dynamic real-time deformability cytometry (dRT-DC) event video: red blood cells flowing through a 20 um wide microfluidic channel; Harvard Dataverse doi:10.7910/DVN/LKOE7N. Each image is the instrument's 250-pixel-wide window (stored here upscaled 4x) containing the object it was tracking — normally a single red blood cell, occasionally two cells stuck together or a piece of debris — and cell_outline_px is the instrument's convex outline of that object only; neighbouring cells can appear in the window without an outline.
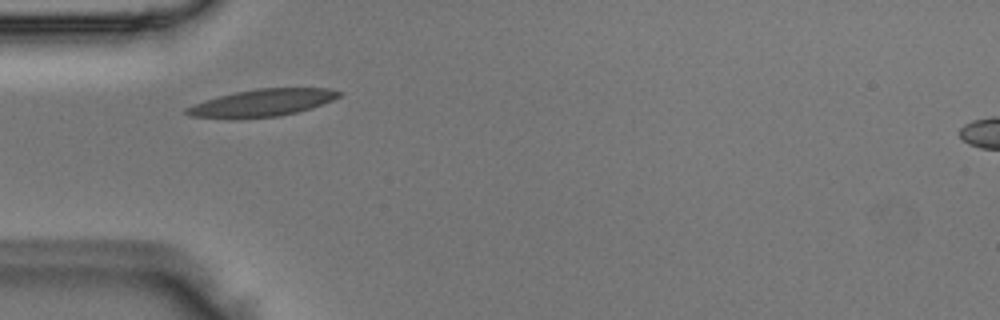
{"species": "Egyptian fruit bat (a non-hibernating species)", "species_latin": "Rousettus aegyptiacus", "temperature_condition": "room temperature", "stored_images_in_passage": 6, "camera_frame_rate_fps": 3000, "um_per_image_px": 0.085, "animal": {"sex": "male"}, "frame": {"image": 1, "passage_image": 3, "time_ms": 0.667, "image_size_px": [1000, 320], "cell_outline_px": [[344, 92], [340, 96], [332, 100], [312, 108], [280, 116], [188, 116], [184, 112], [184, 108], [204, 100], [236, 92], [256, 88], [332, 88]], "centroid_in_image_um": [22.39, 8.69], "position_along_channel_um": 62.6, "area_um2": 23.35}}
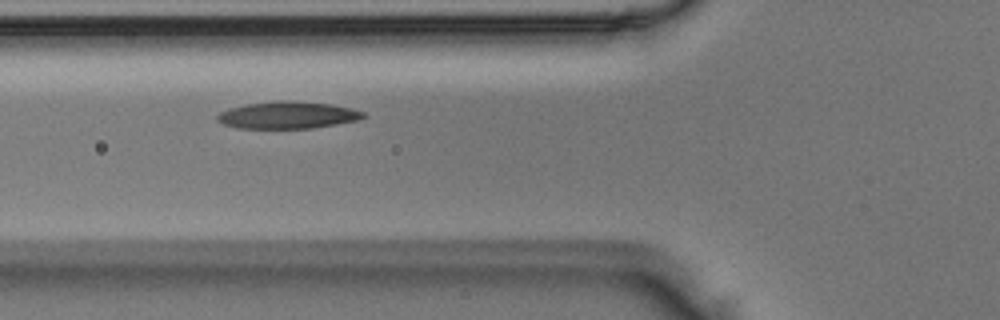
{"frame": {"image": 2, "passage_image": 4, "time_ms": 1.0, "image_size_px": [1000, 320], "cell_outline_px": [[368, 116], [360, 120], [312, 128], [236, 128], [224, 124], [216, 120], [216, 116], [220, 112], [228, 108], [244, 104], [280, 100], [296, 100], [332, 104], [352, 108], [364, 112]], "centroid_in_image_um": [24.47, 9.77], "position_along_channel_um": 101.3, "area_um2": 23.41}}
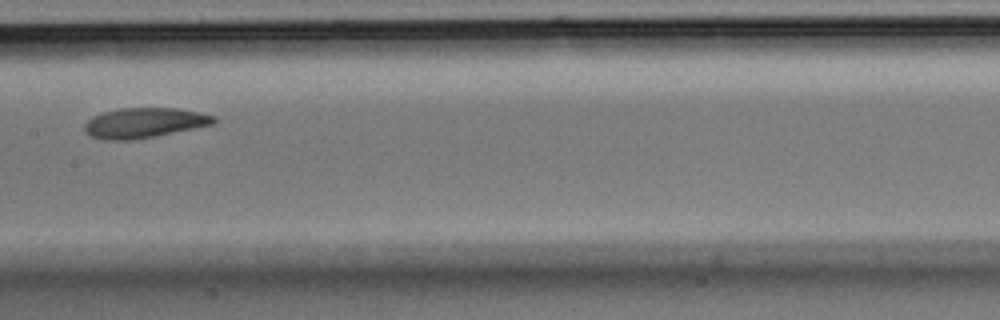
{"frame": {"image": 3, "passage_image": 6, "time_ms": 1.667, "image_size_px": [1000, 320], "cell_outline_px": [[216, 120], [212, 124], [132, 140], [104, 140], [92, 136], [84, 128], [84, 124], [92, 116], [104, 112], [120, 108], [176, 108], [200, 112], [216, 116]], "centroid_in_image_um": [12.24, 10.43], "position_along_channel_um": 195.2, "area_um2": 22.25}}